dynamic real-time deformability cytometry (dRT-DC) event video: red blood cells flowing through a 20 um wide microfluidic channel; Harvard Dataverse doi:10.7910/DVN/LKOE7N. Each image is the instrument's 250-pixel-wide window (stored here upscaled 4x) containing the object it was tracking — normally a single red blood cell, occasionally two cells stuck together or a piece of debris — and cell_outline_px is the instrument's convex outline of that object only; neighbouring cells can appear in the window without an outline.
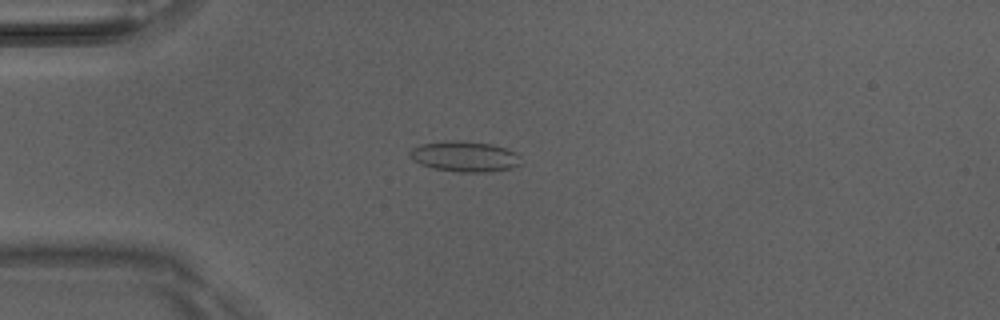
{"species": "Egyptian fruit bat (a non-hibernating species)", "species_latin": "Rousettus aegyptiacus", "temperature_condition": "room temperature", "stored_images_in_passage": 5, "camera_frame_rate_fps": 3000, "um_per_image_px": 0.085, "animal": {"sex": "male"}, "frame": {"image": 1, "passage_image": 3, "time_ms": 0.667, "image_size_px": [1000, 320], "cell_outline_px": [[520, 164], [512, 168], [488, 172], [456, 172], [432, 168], [420, 164], [408, 156], [408, 152], [412, 148], [420, 144], [444, 140], [460, 140], [492, 144], [508, 148], [516, 152], [520, 156]], "centroid_in_image_um": [39.48, 13.29], "position_along_channel_um": 45.5, "area_um2": 20.17}}